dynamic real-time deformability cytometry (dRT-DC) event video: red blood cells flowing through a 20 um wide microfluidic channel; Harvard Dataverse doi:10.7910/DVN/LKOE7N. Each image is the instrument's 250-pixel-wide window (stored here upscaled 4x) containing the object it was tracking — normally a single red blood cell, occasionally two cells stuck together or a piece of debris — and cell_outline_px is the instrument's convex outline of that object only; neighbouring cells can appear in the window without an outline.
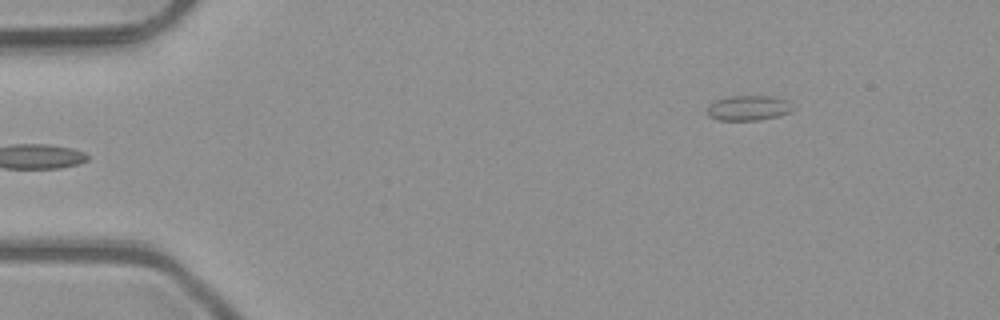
{"species": "common noctule bat (a hibernating species)", "species_latin": "Nyctalus noctula", "temperature_condition": "room temperature", "stored_images_in_passage": 2, "camera_frame_rate_fps": 3000, "um_per_image_px": 0.085, "animal": {"sex": "male", "body_mass_g": 23.1, "forearm_length_mm": 52.7}, "frame": {"image": 1, "passage_image": 2, "time_ms": 0.333, "image_size_px": [1000, 320], "cell_outline_px": [[796, 108], [792, 112], [780, 116], [756, 120], [716, 120], [708, 116], [708, 104], [724, 96], [776, 96], [788, 100]], "centroid_in_image_um": [63.66, 9.17], "position_along_channel_um": 21.3, "area_um2": 12.89}}